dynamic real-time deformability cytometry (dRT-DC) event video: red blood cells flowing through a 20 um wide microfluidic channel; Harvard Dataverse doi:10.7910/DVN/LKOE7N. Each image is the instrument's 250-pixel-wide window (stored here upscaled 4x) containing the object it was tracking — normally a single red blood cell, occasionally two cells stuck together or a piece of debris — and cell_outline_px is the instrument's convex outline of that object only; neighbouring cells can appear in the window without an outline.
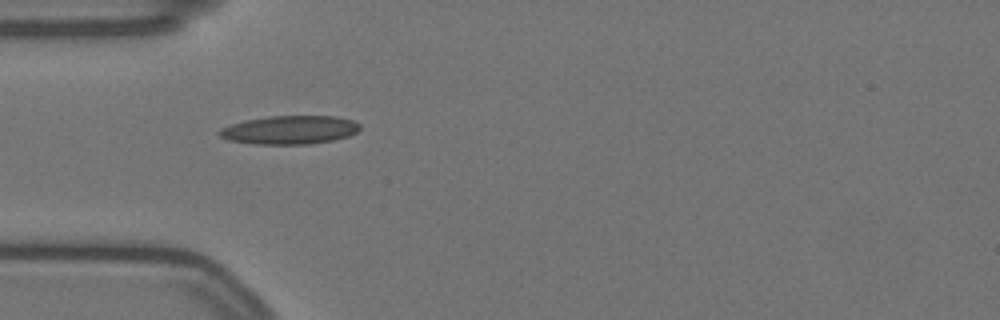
{"species": "Egyptian fruit bat (a non-hibernating species)", "species_latin": "Rousettus aegyptiacus", "temperature_condition": "warm", "stored_images_in_passage": 19, "camera_frame_rate_fps": 3000, "um_per_image_px": 0.085, "animal": {"sex": "female"}, "frame": {"image": 1, "passage_image": 1, "time_ms": 0.0, "image_size_px": [1000, 320], "cell_outline_px": [[360, 128], [356, 132], [348, 136], [332, 140], [308, 144], [252, 144], [228, 140], [220, 136], [216, 132], [220, 128], [244, 120], [268, 116], [336, 116], [352, 120], [360, 124]], "centroid_in_image_um": [24.59, 11.04], "position_along_channel_um": 60.4, "area_um2": 23.41}}
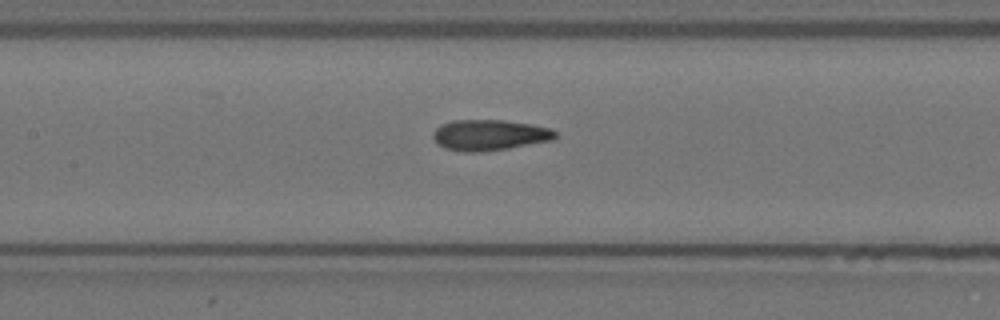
{"frame": {"image": 2, "passage_image": 10, "time_ms": 3.0, "image_size_px": [1000, 320], "cell_outline_px": [[556, 136], [552, 140], [508, 148], [480, 152], [464, 152], [444, 148], [436, 144], [432, 136], [432, 132], [440, 124], [452, 120], [504, 120], [532, 124], [552, 128], [556, 132]], "centroid_in_image_um": [41.57, 11.47], "position_along_channel_um": 165.8, "area_um2": 22.14}}
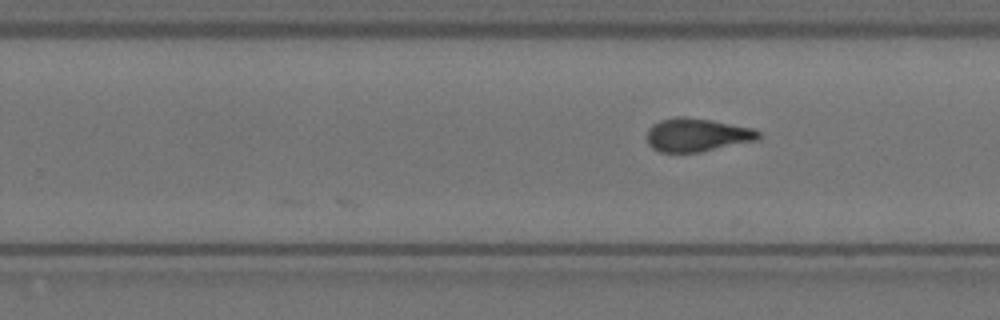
{"frame": {"image": 3, "passage_image": 19, "time_ms": 6.0, "image_size_px": [1000, 320], "cell_outline_px": [[760, 140], [700, 152], [660, 152], [652, 148], [648, 144], [648, 128], [652, 124], [660, 120], [676, 116], [684, 116], [712, 120], [752, 128], [760, 132]], "centroid_in_image_um": [59.25, 11.46], "position_along_channel_um": 270.5, "area_um2": 21.85}}